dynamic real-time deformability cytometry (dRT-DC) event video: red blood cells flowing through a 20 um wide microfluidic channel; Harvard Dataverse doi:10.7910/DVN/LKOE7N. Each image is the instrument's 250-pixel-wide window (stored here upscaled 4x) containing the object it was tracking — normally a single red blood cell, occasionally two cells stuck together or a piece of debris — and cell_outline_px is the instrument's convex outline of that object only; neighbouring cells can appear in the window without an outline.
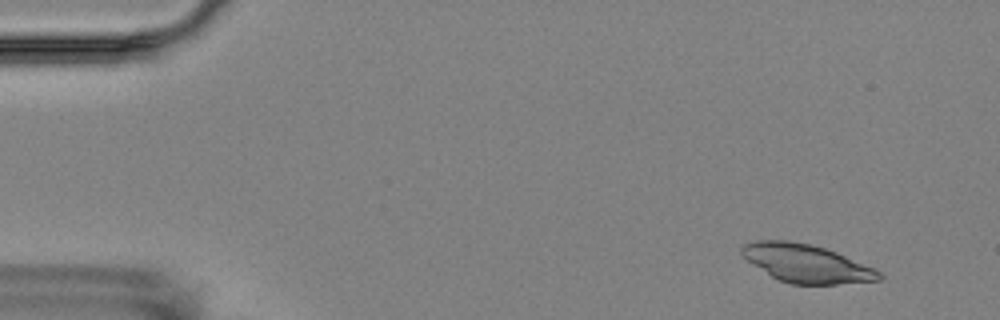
{"species": "Egyptian fruit bat (a non-hibernating species)", "species_latin": "Rousettus aegyptiacus", "temperature_condition": "room temperature", "stored_images_in_passage": 6, "camera_frame_rate_fps": 3000, "um_per_image_px": 0.085, "animal": {"sex": "female"}, "frame": {"image": 1, "passage_image": 2, "time_ms": 1.0, "image_size_px": [1000, 320], "cell_outline_px": [[884, 276], [880, 280], [836, 284], [792, 284], [780, 280], [772, 276], [748, 260], [740, 252], [740, 248], [744, 244], [756, 240], [788, 240], [812, 244], [836, 252], [872, 268], [880, 272]], "centroid_in_image_um": [68.53, 22.38], "position_along_channel_um": 16.5, "area_um2": 30.06}}